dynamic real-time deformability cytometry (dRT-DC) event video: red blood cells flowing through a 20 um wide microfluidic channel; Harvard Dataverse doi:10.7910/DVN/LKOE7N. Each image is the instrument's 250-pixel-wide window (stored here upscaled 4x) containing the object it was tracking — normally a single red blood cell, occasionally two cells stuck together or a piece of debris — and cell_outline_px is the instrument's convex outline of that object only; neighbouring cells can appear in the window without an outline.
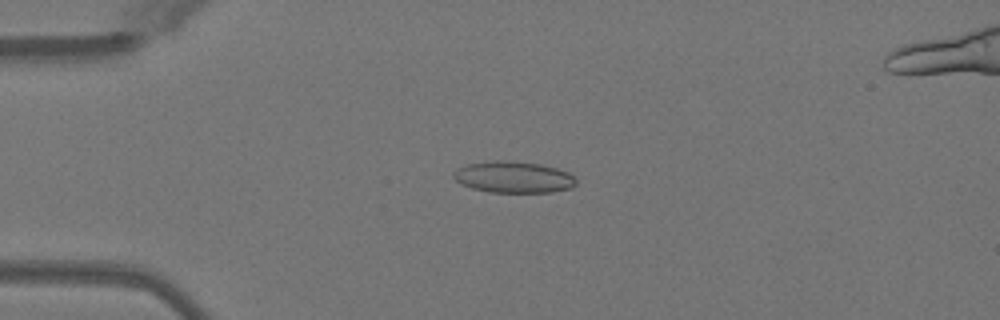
{"species": "Egyptian fruit bat (a non-hibernating species)", "species_latin": "Rousettus aegyptiacus", "temperature_condition": "warm", "stored_images_in_passage": 52, "segment_of_instrument_passage": [1, 2], "camera_frame_rate_fps": 3000, "um_per_image_px": 0.085, "animal": {"sex": "female"}, "frame": {"image": 1, "passage_image": 13, "time_ms": 4.0, "image_size_px": [1000, 320], "cell_outline_px": [[576, 184], [572, 188], [552, 192], [488, 192], [472, 188], [460, 184], [452, 176], [452, 172], [456, 168], [468, 164], [492, 160], [504, 160], [540, 164], [556, 168], [568, 172], [576, 180]], "centroid_in_image_um": [43.61, 15.05], "position_along_channel_um": 41.4, "area_um2": 22.6}}
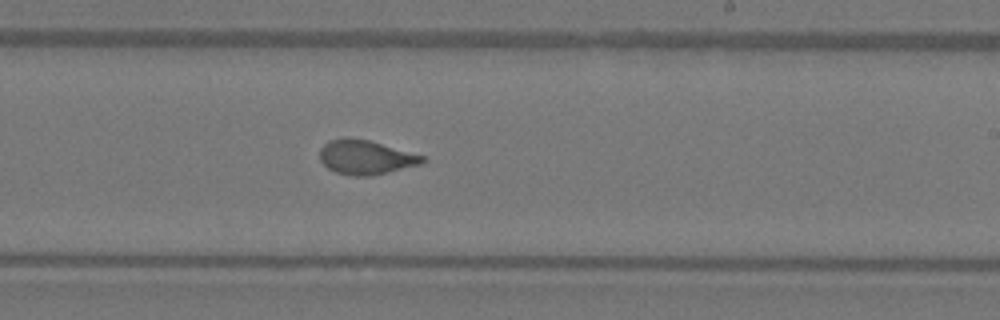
{"frame": {"image": 2, "passage_image": 31, "time_ms": 10.0, "image_size_px": [1000, 320], "cell_outline_px": [[428, 160], [424, 164], [388, 172], [368, 176], [352, 176], [336, 172], [328, 168], [320, 160], [320, 148], [328, 140], [348, 136], [368, 140], [424, 156]], "centroid_in_image_um": [31.09, 13.36], "position_along_channel_um": 257.9, "area_um2": 20.63}}
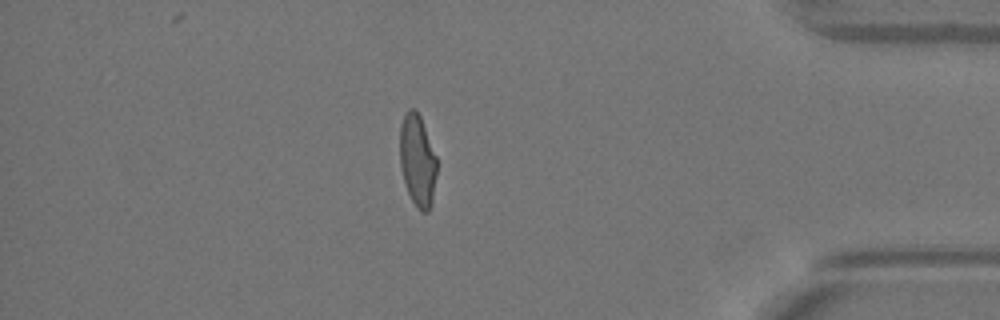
{"frame": {"image": 3, "passage_image": 44, "time_ms": 14.333, "image_size_px": [1000, 320], "cell_outline_px": [[436, 176], [432, 200], [428, 212], [420, 212], [416, 208], [408, 192], [404, 180], [400, 164], [400, 124], [404, 112], [408, 108], [416, 108], [420, 116], [436, 156]], "centroid_in_image_um": [35.47, 13.61], "position_along_channel_um": 399.7, "area_um2": 19.83}}